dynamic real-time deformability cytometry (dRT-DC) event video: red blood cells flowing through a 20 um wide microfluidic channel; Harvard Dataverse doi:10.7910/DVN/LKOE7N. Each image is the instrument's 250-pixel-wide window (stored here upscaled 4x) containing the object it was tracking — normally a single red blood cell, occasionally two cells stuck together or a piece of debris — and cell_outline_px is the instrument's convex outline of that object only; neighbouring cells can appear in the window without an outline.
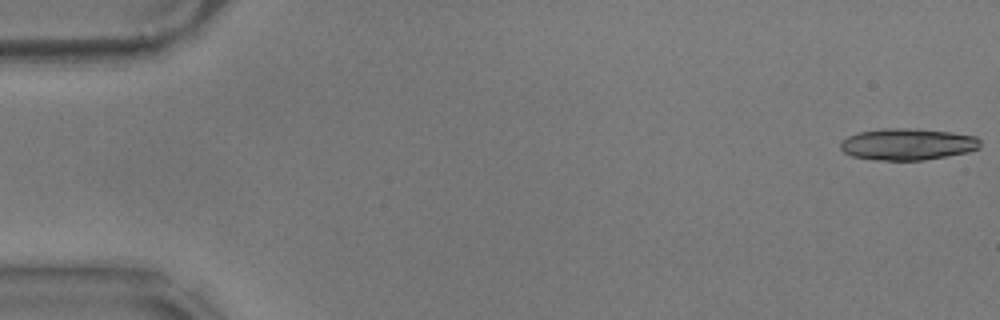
{"species": "common noctule bat (a hibernating species)", "species_latin": "Nyctalus noctula", "temperature_condition": "warm", "stored_images_in_passage": 19, "camera_frame_rate_fps": 3000, "um_per_image_px": 0.085, "animal": {"sex": "male", "body_mass_g": 17.9}, "frame": {"image": 1, "passage_image": 1, "time_ms": 0.0, "image_size_px": [1000, 320], "cell_outline_px": [[980, 148], [968, 152], [924, 160], [876, 160], [852, 156], [844, 152], [840, 148], [840, 144], [848, 136], [860, 132], [880, 128], [920, 128], [952, 132], [976, 136], [980, 140]], "centroid_in_image_um": [77.17, 12.25], "position_along_channel_um": 7.8, "area_um2": 25.95}}
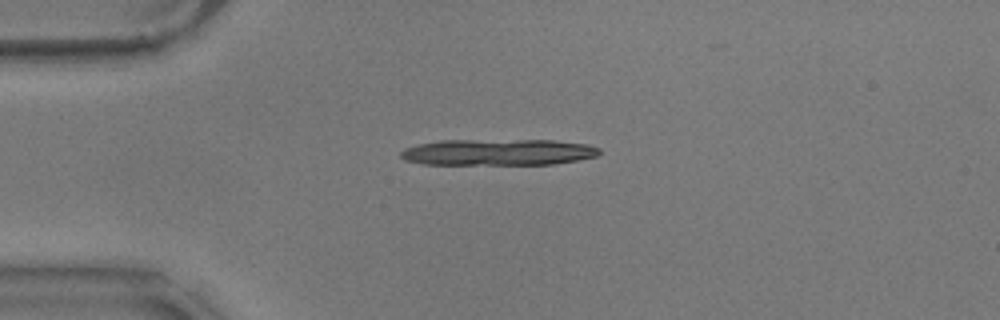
{"frame": {"image": 2, "passage_image": 14, "time_ms": 4.333, "image_size_px": [1000, 320], "cell_outline_px": [[600, 152], [596, 156], [576, 160], [552, 164], [424, 164], [404, 160], [400, 156], [400, 152], [404, 148], [420, 144], [440, 140], [552, 140], [588, 144], [600, 148]], "centroid_in_image_um": [42.33, 12.93], "position_along_channel_um": 42.7, "area_um2": 30.4}}